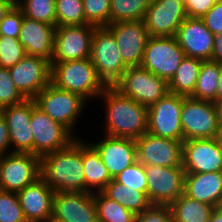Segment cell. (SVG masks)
I'll list each match as a JSON object with an SVG mask.
<instances>
[{"mask_svg":"<svg viewBox=\"0 0 222 222\" xmlns=\"http://www.w3.org/2000/svg\"><path fill=\"white\" fill-rule=\"evenodd\" d=\"M41 178L54 192H90L85 185L82 140L41 157Z\"/></svg>","mask_w":222,"mask_h":222,"instance_id":"6da1fadb","label":"cell"},{"mask_svg":"<svg viewBox=\"0 0 222 222\" xmlns=\"http://www.w3.org/2000/svg\"><path fill=\"white\" fill-rule=\"evenodd\" d=\"M105 100V135L140 138L148 131V107L124 96L119 90L105 88L99 98Z\"/></svg>","mask_w":222,"mask_h":222,"instance_id":"7a4b0ae2","label":"cell"},{"mask_svg":"<svg viewBox=\"0 0 222 222\" xmlns=\"http://www.w3.org/2000/svg\"><path fill=\"white\" fill-rule=\"evenodd\" d=\"M50 64L51 83L59 89L79 94L87 101L99 98L105 89L90 58Z\"/></svg>","mask_w":222,"mask_h":222,"instance_id":"3957f363","label":"cell"},{"mask_svg":"<svg viewBox=\"0 0 222 222\" xmlns=\"http://www.w3.org/2000/svg\"><path fill=\"white\" fill-rule=\"evenodd\" d=\"M90 60L105 88L116 87L128 69L121 58L113 33L106 26L95 27Z\"/></svg>","mask_w":222,"mask_h":222,"instance_id":"277c9868","label":"cell"},{"mask_svg":"<svg viewBox=\"0 0 222 222\" xmlns=\"http://www.w3.org/2000/svg\"><path fill=\"white\" fill-rule=\"evenodd\" d=\"M36 105L72 134L87 102L82 96L57 88L51 82L34 98Z\"/></svg>","mask_w":222,"mask_h":222,"instance_id":"5b68a950","label":"cell"},{"mask_svg":"<svg viewBox=\"0 0 222 222\" xmlns=\"http://www.w3.org/2000/svg\"><path fill=\"white\" fill-rule=\"evenodd\" d=\"M185 56L175 36H150L140 66L169 82Z\"/></svg>","mask_w":222,"mask_h":222,"instance_id":"8992f818","label":"cell"},{"mask_svg":"<svg viewBox=\"0 0 222 222\" xmlns=\"http://www.w3.org/2000/svg\"><path fill=\"white\" fill-rule=\"evenodd\" d=\"M41 177V157L11 152L0 156V190L19 192Z\"/></svg>","mask_w":222,"mask_h":222,"instance_id":"52a82bcc","label":"cell"},{"mask_svg":"<svg viewBox=\"0 0 222 222\" xmlns=\"http://www.w3.org/2000/svg\"><path fill=\"white\" fill-rule=\"evenodd\" d=\"M183 141L215 138L219 123L213 102L182 96Z\"/></svg>","mask_w":222,"mask_h":222,"instance_id":"ba28073f","label":"cell"},{"mask_svg":"<svg viewBox=\"0 0 222 222\" xmlns=\"http://www.w3.org/2000/svg\"><path fill=\"white\" fill-rule=\"evenodd\" d=\"M124 96L149 107L168 92V82L141 67H128L121 82L115 87Z\"/></svg>","mask_w":222,"mask_h":222,"instance_id":"9c48e42d","label":"cell"},{"mask_svg":"<svg viewBox=\"0 0 222 222\" xmlns=\"http://www.w3.org/2000/svg\"><path fill=\"white\" fill-rule=\"evenodd\" d=\"M30 127L34 136L33 154L42 157L69 146L77 137L41 110L34 100Z\"/></svg>","mask_w":222,"mask_h":222,"instance_id":"30bf717a","label":"cell"},{"mask_svg":"<svg viewBox=\"0 0 222 222\" xmlns=\"http://www.w3.org/2000/svg\"><path fill=\"white\" fill-rule=\"evenodd\" d=\"M182 96L168 92L148 107V133L156 137L183 141Z\"/></svg>","mask_w":222,"mask_h":222,"instance_id":"8fae6325","label":"cell"},{"mask_svg":"<svg viewBox=\"0 0 222 222\" xmlns=\"http://www.w3.org/2000/svg\"><path fill=\"white\" fill-rule=\"evenodd\" d=\"M147 194L152 205L169 206L184 193L185 171L181 167L145 166Z\"/></svg>","mask_w":222,"mask_h":222,"instance_id":"7c38bea8","label":"cell"},{"mask_svg":"<svg viewBox=\"0 0 222 222\" xmlns=\"http://www.w3.org/2000/svg\"><path fill=\"white\" fill-rule=\"evenodd\" d=\"M94 25L56 27L54 52L50 63L90 58Z\"/></svg>","mask_w":222,"mask_h":222,"instance_id":"4fadbf2b","label":"cell"},{"mask_svg":"<svg viewBox=\"0 0 222 222\" xmlns=\"http://www.w3.org/2000/svg\"><path fill=\"white\" fill-rule=\"evenodd\" d=\"M9 71L16 89L25 99H34L51 82V64L38 56L25 55Z\"/></svg>","mask_w":222,"mask_h":222,"instance_id":"5bb4252c","label":"cell"},{"mask_svg":"<svg viewBox=\"0 0 222 222\" xmlns=\"http://www.w3.org/2000/svg\"><path fill=\"white\" fill-rule=\"evenodd\" d=\"M137 161L144 166L181 167L183 161V141L156 137L144 133L135 139Z\"/></svg>","mask_w":222,"mask_h":222,"instance_id":"9a60e30c","label":"cell"},{"mask_svg":"<svg viewBox=\"0 0 222 222\" xmlns=\"http://www.w3.org/2000/svg\"><path fill=\"white\" fill-rule=\"evenodd\" d=\"M106 27L115 37L124 64L127 67L140 66L150 38L144 21L115 22Z\"/></svg>","mask_w":222,"mask_h":222,"instance_id":"2e32d148","label":"cell"},{"mask_svg":"<svg viewBox=\"0 0 222 222\" xmlns=\"http://www.w3.org/2000/svg\"><path fill=\"white\" fill-rule=\"evenodd\" d=\"M186 18L183 0H151L143 21L150 36H175Z\"/></svg>","mask_w":222,"mask_h":222,"instance_id":"e0dca14e","label":"cell"},{"mask_svg":"<svg viewBox=\"0 0 222 222\" xmlns=\"http://www.w3.org/2000/svg\"><path fill=\"white\" fill-rule=\"evenodd\" d=\"M185 173L222 172V150L215 138L183 141Z\"/></svg>","mask_w":222,"mask_h":222,"instance_id":"ac0fdd59","label":"cell"},{"mask_svg":"<svg viewBox=\"0 0 222 222\" xmlns=\"http://www.w3.org/2000/svg\"><path fill=\"white\" fill-rule=\"evenodd\" d=\"M52 214L63 222H98L94 192H55Z\"/></svg>","mask_w":222,"mask_h":222,"instance_id":"d6986e66","label":"cell"},{"mask_svg":"<svg viewBox=\"0 0 222 222\" xmlns=\"http://www.w3.org/2000/svg\"><path fill=\"white\" fill-rule=\"evenodd\" d=\"M34 109V99H25L22 103L2 108L5 117L12 152L33 154V133L30 127L31 112Z\"/></svg>","mask_w":222,"mask_h":222,"instance_id":"ffe728a7","label":"cell"},{"mask_svg":"<svg viewBox=\"0 0 222 222\" xmlns=\"http://www.w3.org/2000/svg\"><path fill=\"white\" fill-rule=\"evenodd\" d=\"M91 145L99 153L112 179L137 162L135 139L105 135L103 140L92 142Z\"/></svg>","mask_w":222,"mask_h":222,"instance_id":"44dd1931","label":"cell"},{"mask_svg":"<svg viewBox=\"0 0 222 222\" xmlns=\"http://www.w3.org/2000/svg\"><path fill=\"white\" fill-rule=\"evenodd\" d=\"M175 37L187 57L211 60L214 34L201 18L187 17L178 28Z\"/></svg>","mask_w":222,"mask_h":222,"instance_id":"7402d4cb","label":"cell"},{"mask_svg":"<svg viewBox=\"0 0 222 222\" xmlns=\"http://www.w3.org/2000/svg\"><path fill=\"white\" fill-rule=\"evenodd\" d=\"M55 31L56 26L24 16L18 40L24 46L26 55L38 56L51 62Z\"/></svg>","mask_w":222,"mask_h":222,"instance_id":"603a6c76","label":"cell"},{"mask_svg":"<svg viewBox=\"0 0 222 222\" xmlns=\"http://www.w3.org/2000/svg\"><path fill=\"white\" fill-rule=\"evenodd\" d=\"M17 195L27 222H42L52 215L55 192L41 177Z\"/></svg>","mask_w":222,"mask_h":222,"instance_id":"cb8c5ba5","label":"cell"},{"mask_svg":"<svg viewBox=\"0 0 222 222\" xmlns=\"http://www.w3.org/2000/svg\"><path fill=\"white\" fill-rule=\"evenodd\" d=\"M184 193L199 202L222 206V172L185 173Z\"/></svg>","mask_w":222,"mask_h":222,"instance_id":"d4e9b609","label":"cell"},{"mask_svg":"<svg viewBox=\"0 0 222 222\" xmlns=\"http://www.w3.org/2000/svg\"><path fill=\"white\" fill-rule=\"evenodd\" d=\"M82 161L86 188L91 193L94 192L92 189H97L95 192H101L111 182L112 178L97 150L91 144L83 141Z\"/></svg>","mask_w":222,"mask_h":222,"instance_id":"484cf974","label":"cell"},{"mask_svg":"<svg viewBox=\"0 0 222 222\" xmlns=\"http://www.w3.org/2000/svg\"><path fill=\"white\" fill-rule=\"evenodd\" d=\"M174 222H209L214 206L199 202L183 193L169 205Z\"/></svg>","mask_w":222,"mask_h":222,"instance_id":"4316f807","label":"cell"},{"mask_svg":"<svg viewBox=\"0 0 222 222\" xmlns=\"http://www.w3.org/2000/svg\"><path fill=\"white\" fill-rule=\"evenodd\" d=\"M202 61L198 58L185 56L176 69L174 76L168 82L169 92L190 97L196 87Z\"/></svg>","mask_w":222,"mask_h":222,"instance_id":"83f0119b","label":"cell"},{"mask_svg":"<svg viewBox=\"0 0 222 222\" xmlns=\"http://www.w3.org/2000/svg\"><path fill=\"white\" fill-rule=\"evenodd\" d=\"M101 192L136 215L142 213L152 205L148 199L147 192L133 190L114 179Z\"/></svg>","mask_w":222,"mask_h":222,"instance_id":"f1b7e54d","label":"cell"},{"mask_svg":"<svg viewBox=\"0 0 222 222\" xmlns=\"http://www.w3.org/2000/svg\"><path fill=\"white\" fill-rule=\"evenodd\" d=\"M220 75V63L206 60L202 61V66L197 78L196 87L190 97L214 102L218 89Z\"/></svg>","mask_w":222,"mask_h":222,"instance_id":"f546056e","label":"cell"},{"mask_svg":"<svg viewBox=\"0 0 222 222\" xmlns=\"http://www.w3.org/2000/svg\"><path fill=\"white\" fill-rule=\"evenodd\" d=\"M151 0H111L110 24L143 20Z\"/></svg>","mask_w":222,"mask_h":222,"instance_id":"4dcf8cb0","label":"cell"},{"mask_svg":"<svg viewBox=\"0 0 222 222\" xmlns=\"http://www.w3.org/2000/svg\"><path fill=\"white\" fill-rule=\"evenodd\" d=\"M98 222H136V214L116 201L109 199L102 192H94Z\"/></svg>","mask_w":222,"mask_h":222,"instance_id":"1f68e13d","label":"cell"},{"mask_svg":"<svg viewBox=\"0 0 222 222\" xmlns=\"http://www.w3.org/2000/svg\"><path fill=\"white\" fill-rule=\"evenodd\" d=\"M55 3L56 0H20L16 5L25 17L56 26Z\"/></svg>","mask_w":222,"mask_h":222,"instance_id":"d6a6232c","label":"cell"},{"mask_svg":"<svg viewBox=\"0 0 222 222\" xmlns=\"http://www.w3.org/2000/svg\"><path fill=\"white\" fill-rule=\"evenodd\" d=\"M56 27L86 25L82 0H56Z\"/></svg>","mask_w":222,"mask_h":222,"instance_id":"836d02e7","label":"cell"},{"mask_svg":"<svg viewBox=\"0 0 222 222\" xmlns=\"http://www.w3.org/2000/svg\"><path fill=\"white\" fill-rule=\"evenodd\" d=\"M26 55L18 38L0 35V67L10 69Z\"/></svg>","mask_w":222,"mask_h":222,"instance_id":"e575fe53","label":"cell"},{"mask_svg":"<svg viewBox=\"0 0 222 222\" xmlns=\"http://www.w3.org/2000/svg\"><path fill=\"white\" fill-rule=\"evenodd\" d=\"M85 20L96 27L110 24L111 0H82Z\"/></svg>","mask_w":222,"mask_h":222,"instance_id":"d590c367","label":"cell"},{"mask_svg":"<svg viewBox=\"0 0 222 222\" xmlns=\"http://www.w3.org/2000/svg\"><path fill=\"white\" fill-rule=\"evenodd\" d=\"M0 222H27L16 192L0 190Z\"/></svg>","mask_w":222,"mask_h":222,"instance_id":"8d00e7d4","label":"cell"},{"mask_svg":"<svg viewBox=\"0 0 222 222\" xmlns=\"http://www.w3.org/2000/svg\"><path fill=\"white\" fill-rule=\"evenodd\" d=\"M114 180L133 190L147 192L145 166L139 161L125 168Z\"/></svg>","mask_w":222,"mask_h":222,"instance_id":"74e56055","label":"cell"},{"mask_svg":"<svg viewBox=\"0 0 222 222\" xmlns=\"http://www.w3.org/2000/svg\"><path fill=\"white\" fill-rule=\"evenodd\" d=\"M25 98L16 89L9 69L0 67V110L22 103Z\"/></svg>","mask_w":222,"mask_h":222,"instance_id":"f35d334b","label":"cell"},{"mask_svg":"<svg viewBox=\"0 0 222 222\" xmlns=\"http://www.w3.org/2000/svg\"><path fill=\"white\" fill-rule=\"evenodd\" d=\"M23 18L21 9L14 5L0 21V35L18 38Z\"/></svg>","mask_w":222,"mask_h":222,"instance_id":"ab89813d","label":"cell"},{"mask_svg":"<svg viewBox=\"0 0 222 222\" xmlns=\"http://www.w3.org/2000/svg\"><path fill=\"white\" fill-rule=\"evenodd\" d=\"M136 222H174L169 206L151 205L136 215Z\"/></svg>","mask_w":222,"mask_h":222,"instance_id":"60d3db41","label":"cell"},{"mask_svg":"<svg viewBox=\"0 0 222 222\" xmlns=\"http://www.w3.org/2000/svg\"><path fill=\"white\" fill-rule=\"evenodd\" d=\"M201 19L214 35L222 33V2L217 1Z\"/></svg>","mask_w":222,"mask_h":222,"instance_id":"b9f144b4","label":"cell"},{"mask_svg":"<svg viewBox=\"0 0 222 222\" xmlns=\"http://www.w3.org/2000/svg\"><path fill=\"white\" fill-rule=\"evenodd\" d=\"M187 17L202 18L218 0H183Z\"/></svg>","mask_w":222,"mask_h":222,"instance_id":"7bdbcfd3","label":"cell"},{"mask_svg":"<svg viewBox=\"0 0 222 222\" xmlns=\"http://www.w3.org/2000/svg\"><path fill=\"white\" fill-rule=\"evenodd\" d=\"M9 147H11L9 130L5 117L0 111V156L11 153L10 151L6 152Z\"/></svg>","mask_w":222,"mask_h":222,"instance_id":"ee69618b","label":"cell"},{"mask_svg":"<svg viewBox=\"0 0 222 222\" xmlns=\"http://www.w3.org/2000/svg\"><path fill=\"white\" fill-rule=\"evenodd\" d=\"M211 60L222 64V33L214 35Z\"/></svg>","mask_w":222,"mask_h":222,"instance_id":"f6af8a7d","label":"cell"},{"mask_svg":"<svg viewBox=\"0 0 222 222\" xmlns=\"http://www.w3.org/2000/svg\"><path fill=\"white\" fill-rule=\"evenodd\" d=\"M14 5L10 0H0V21Z\"/></svg>","mask_w":222,"mask_h":222,"instance_id":"bcb514c9","label":"cell"},{"mask_svg":"<svg viewBox=\"0 0 222 222\" xmlns=\"http://www.w3.org/2000/svg\"><path fill=\"white\" fill-rule=\"evenodd\" d=\"M213 104L215 106L219 126H222V99H216Z\"/></svg>","mask_w":222,"mask_h":222,"instance_id":"7dc6e473","label":"cell"},{"mask_svg":"<svg viewBox=\"0 0 222 222\" xmlns=\"http://www.w3.org/2000/svg\"><path fill=\"white\" fill-rule=\"evenodd\" d=\"M209 222H222V206L215 207L212 212Z\"/></svg>","mask_w":222,"mask_h":222,"instance_id":"c3c4849f","label":"cell"},{"mask_svg":"<svg viewBox=\"0 0 222 222\" xmlns=\"http://www.w3.org/2000/svg\"><path fill=\"white\" fill-rule=\"evenodd\" d=\"M218 89L216 93V99H222V64L220 63V75L218 80Z\"/></svg>","mask_w":222,"mask_h":222,"instance_id":"681fc988","label":"cell"},{"mask_svg":"<svg viewBox=\"0 0 222 222\" xmlns=\"http://www.w3.org/2000/svg\"><path fill=\"white\" fill-rule=\"evenodd\" d=\"M215 140H216L218 146L220 147V149L222 150V126H219V129H218L216 136H215Z\"/></svg>","mask_w":222,"mask_h":222,"instance_id":"f907efd6","label":"cell"},{"mask_svg":"<svg viewBox=\"0 0 222 222\" xmlns=\"http://www.w3.org/2000/svg\"><path fill=\"white\" fill-rule=\"evenodd\" d=\"M42 222H63L62 219L55 217L53 214L50 215L46 220Z\"/></svg>","mask_w":222,"mask_h":222,"instance_id":"816d5d0a","label":"cell"},{"mask_svg":"<svg viewBox=\"0 0 222 222\" xmlns=\"http://www.w3.org/2000/svg\"><path fill=\"white\" fill-rule=\"evenodd\" d=\"M10 1H12L16 5L17 3H19L20 0H10Z\"/></svg>","mask_w":222,"mask_h":222,"instance_id":"f5cc1de1","label":"cell"}]
</instances>
